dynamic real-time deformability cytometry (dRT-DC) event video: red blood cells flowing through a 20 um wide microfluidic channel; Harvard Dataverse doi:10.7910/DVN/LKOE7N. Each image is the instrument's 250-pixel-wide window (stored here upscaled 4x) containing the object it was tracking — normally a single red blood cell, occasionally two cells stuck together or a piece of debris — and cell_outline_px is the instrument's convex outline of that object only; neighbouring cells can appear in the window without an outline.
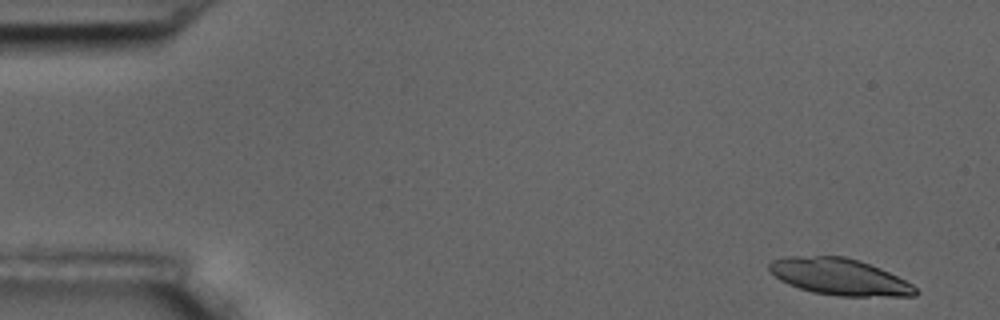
{"species": "common noctule bat (a hibernating species)", "species_latin": "Nyctalus noctula", "temperature_condition": "room temperature", "stored_images_in_passage": 4, "camera_frame_rate_fps": 3000, "um_per_image_px": 0.085, "animal": {"sex": "male", "body_mass_g": 17.5, "forearm_length_mm": 52.3}, "frame": {"image": 1, "passage_image": 1, "time_ms": 0.0, "image_size_px": [1000, 320], "cell_outline_px": [[920, 292], [916, 296], [836, 296], [812, 292], [788, 284], [780, 280], [768, 268], [768, 264], [772, 260], [784, 256], [844, 256], [860, 260], [880, 268], [912, 284]], "centroid_in_image_um": [71.35, 23.52], "position_along_channel_um": 13.6, "area_um2": 31.21}}